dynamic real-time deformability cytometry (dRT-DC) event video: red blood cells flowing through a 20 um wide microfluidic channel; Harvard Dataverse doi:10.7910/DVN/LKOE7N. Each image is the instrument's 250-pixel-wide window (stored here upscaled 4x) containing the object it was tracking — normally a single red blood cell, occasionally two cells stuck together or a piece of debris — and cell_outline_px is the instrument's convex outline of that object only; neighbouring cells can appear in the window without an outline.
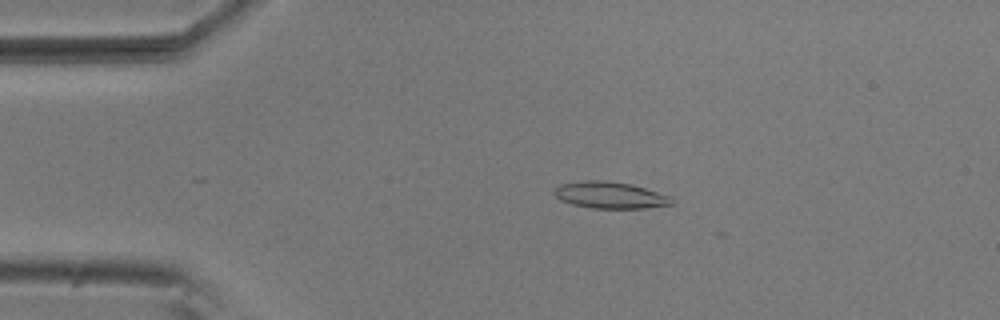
{"species": "common noctule bat (a hibernating species)", "species_latin": "Nyctalus noctula", "temperature_condition": "room temperature", "stored_images_in_passage": 6, "camera_frame_rate_fps": 3000, "um_per_image_px": 0.085, "animal": {"sex": "male", "body_mass_g": 20.5, "forearm_length_mm": 52.5}, "frame": {"image": 1, "passage_image": 3, "time_ms": 0.667, "image_size_px": [1000, 320], "cell_outline_px": [[676, 204], [644, 208], [592, 208], [572, 204], [560, 200], [552, 192], [560, 184], [584, 180], [604, 180], [632, 184], [668, 196]], "centroid_in_image_um": [51.82, 16.58], "position_along_channel_um": 33.2, "area_um2": 18.15}}